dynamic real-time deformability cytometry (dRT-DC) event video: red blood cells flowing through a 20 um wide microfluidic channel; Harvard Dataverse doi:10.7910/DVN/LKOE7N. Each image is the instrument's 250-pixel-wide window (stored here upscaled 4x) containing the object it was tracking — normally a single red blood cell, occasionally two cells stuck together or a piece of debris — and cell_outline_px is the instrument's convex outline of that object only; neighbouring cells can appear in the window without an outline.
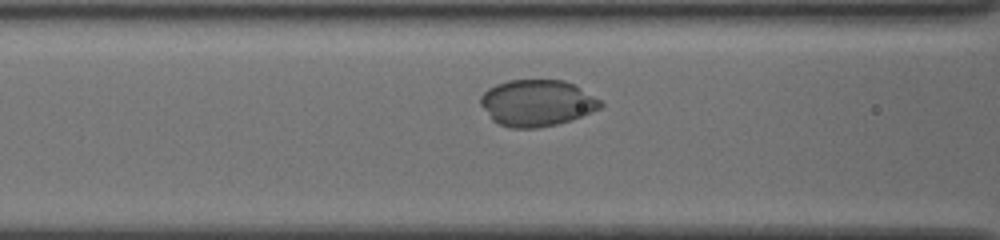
{"species": "common noctule bat (a hibernating species)", "species_latin": "Nyctalus noctula", "temperature_condition": "cold", "stored_images_in_passage": 41, "camera_frame_rate_fps": 3000, "um_per_image_px": 0.085, "animal": {"sex": "female", "body_mass_g": 19.5, "forearm_length_mm": 54.1}, "frame": {"image": 1, "passage_image": 11, "time_ms": 3.333, "image_size_px": [1000, 240], "cell_outline_px": [[604, 104], [600, 108], [580, 116], [556, 124], [536, 128], [512, 128], [500, 124], [492, 120], [480, 104], [480, 96], [488, 88], [496, 84], [508, 80], [564, 80], [572, 84], [600, 100]], "centroid_in_image_um": [45.59, 8.75], "position_along_channel_um": 121.0, "area_um2": 32.08}}
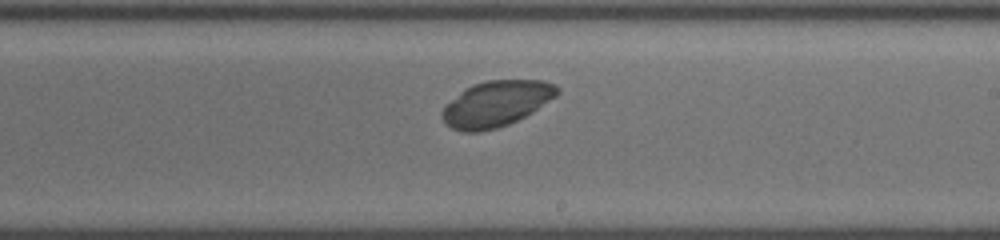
{"frame": {"image": 2, "passage_image": 21, "time_ms": 6.667, "image_size_px": [1000, 240], "cell_outline_px": [[560, 92], [556, 96], [532, 112], [508, 124], [496, 128], [476, 132], [464, 132], [452, 128], [440, 116], [440, 112], [464, 88], [472, 84], [488, 80], [544, 80], [556, 84], [560, 88]], "centroid_in_image_um": [42.2, 8.8], "position_along_channel_um": 246.8, "area_um2": 30.46}}
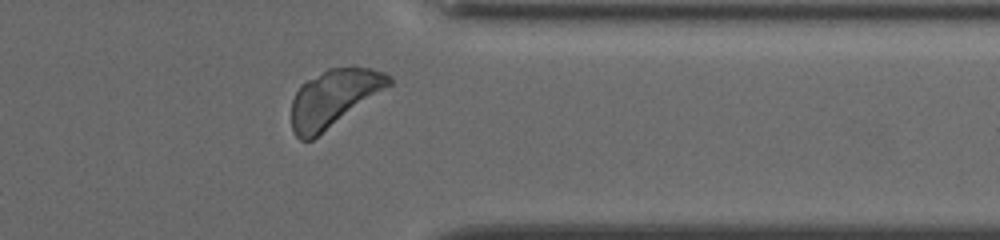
{"frame": {"image": 3, "passage_image": 32, "time_ms": 10.333, "image_size_px": [1000, 240], "cell_outline_px": [[392, 84], [312, 140], [300, 140], [292, 132], [292, 100], [300, 84], [328, 68], [352, 64], [372, 68], [384, 72], [392, 76]], "centroid_in_image_um": [28.38, 8.29], "position_along_channel_um": 383.0, "area_um2": 32.71}}